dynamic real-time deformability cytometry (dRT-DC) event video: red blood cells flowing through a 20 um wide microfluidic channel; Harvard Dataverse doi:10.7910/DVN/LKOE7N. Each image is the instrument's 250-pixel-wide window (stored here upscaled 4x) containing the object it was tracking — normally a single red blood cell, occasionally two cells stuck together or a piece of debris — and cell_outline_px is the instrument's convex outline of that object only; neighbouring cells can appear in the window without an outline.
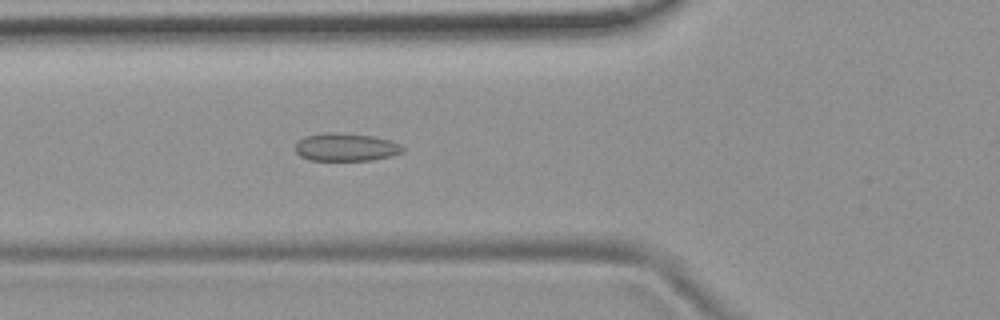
{"species": "common noctule bat (a hibernating species)", "species_latin": "Nyctalus noctula", "temperature_condition": "room temperature", "stored_images_in_passage": 54, "camera_frame_rate_fps": 3000, "um_per_image_px": 0.085, "animal": {"sex": "female", "body_mass_g": 19.9}, "frame": {"image": 1, "passage_image": 20, "time_ms": 6.333, "image_size_px": [1000, 320], "cell_outline_px": [[404, 152], [392, 156], [372, 160], [308, 160], [300, 156], [296, 152], [296, 144], [300, 140], [308, 136], [372, 136], [388, 140], [400, 144], [404, 148]], "centroid_in_image_um": [29.48, 12.59], "position_along_channel_um": 96.3, "area_um2": 16.3}}
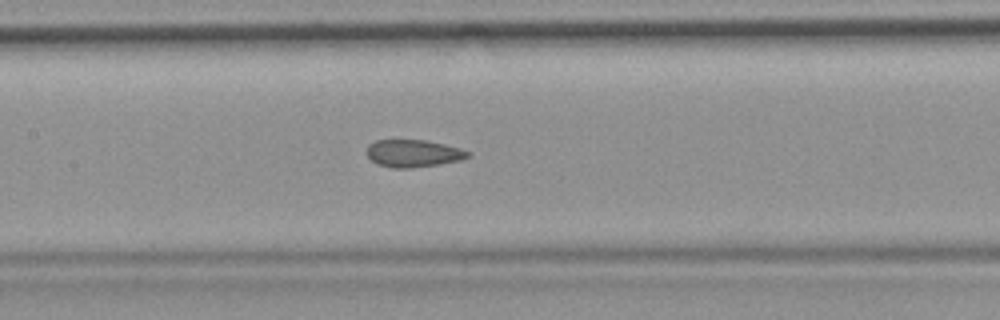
{"frame": {"image": 2, "passage_image": 26, "time_ms": 8.333, "image_size_px": [1000, 320], "cell_outline_px": [[472, 152], [468, 156], [460, 160], [440, 164], [412, 168], [392, 168], [376, 164], [364, 152], [368, 144], [376, 140], [424, 140], [444, 144], [460, 148]], "centroid_in_image_um": [35.09, 13.04], "position_along_channel_um": 172.3, "area_um2": 16.3}}
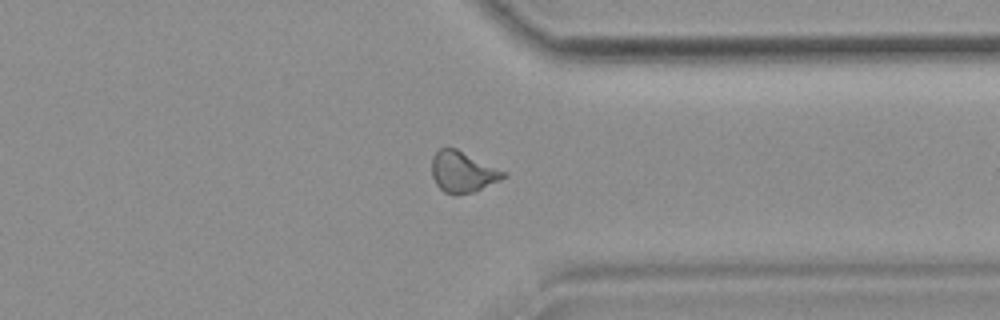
{"frame": {"image": 3, "passage_image": 42, "time_ms": 13.667, "image_size_px": [1000, 320], "cell_outline_px": [[508, 176], [500, 180], [472, 192], [456, 196], [444, 192], [436, 184], [432, 176], [432, 156], [440, 148], [456, 148], [508, 172]], "centroid_in_image_um": [39.34, 14.61], "position_along_channel_um": 372.1, "area_um2": 17.22}, "authors_computed_cell_mechanics": {"area_um2": 17.1088, "velocity_mm_per_s": 3.7784, "shape_relaxation_time_tau1_ms": null, "shape_relaxation_time_tau2_ms": 1.9731, "deformation_change_tau1": null, "deformation_change_tau2": 0.0686}}